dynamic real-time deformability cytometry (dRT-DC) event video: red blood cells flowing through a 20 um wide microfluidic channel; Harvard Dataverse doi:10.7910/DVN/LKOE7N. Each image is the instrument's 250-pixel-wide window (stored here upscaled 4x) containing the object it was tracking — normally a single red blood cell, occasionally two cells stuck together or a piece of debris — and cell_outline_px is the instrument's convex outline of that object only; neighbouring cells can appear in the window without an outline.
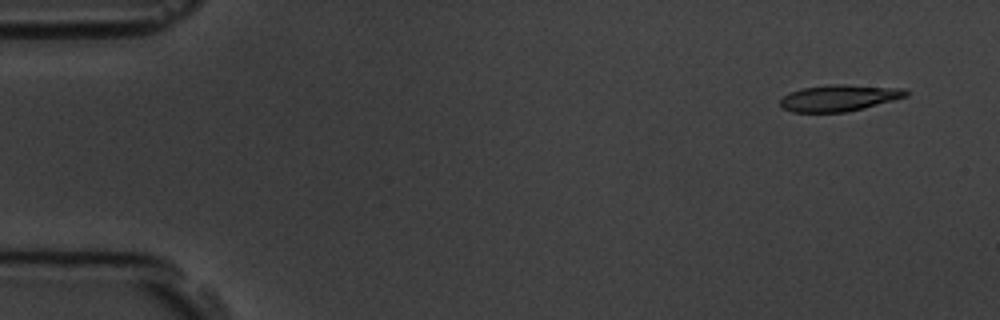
{"species": "common noctule bat (a hibernating species)", "species_latin": "Nyctalus noctula", "temperature_condition": "room temperature", "stored_images_in_passage": 5, "camera_frame_rate_fps": 3000, "um_per_image_px": 0.085, "animal": {"sex": "male", "body_mass_g": 19.5, "forearm_length_mm": 54.6}, "frame": {"image": 1, "passage_image": 1, "time_ms": 0.0, "image_size_px": [1000, 320], "cell_outline_px": [[908, 96], [864, 108], [844, 112], [792, 112], [780, 108], [780, 100], [788, 92], [800, 88], [828, 84], [844, 84], [904, 88], [908, 92]], "centroid_in_image_um": [71.29, 8.31], "position_along_channel_um": 13.7, "area_um2": 19.59}}
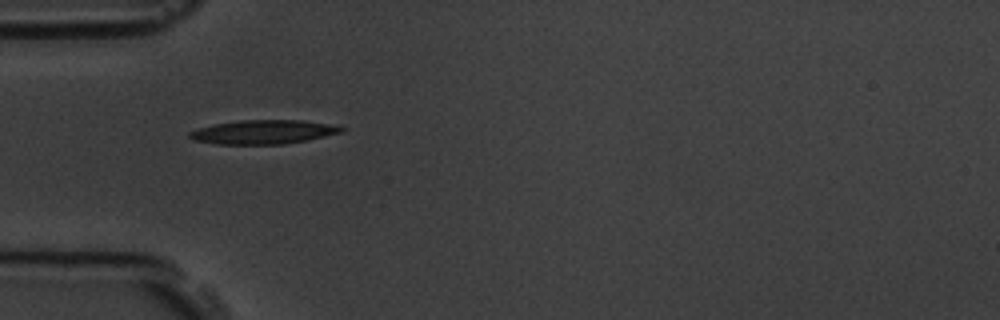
{"frame": {"image": 2, "passage_image": 4, "time_ms": 4.333, "image_size_px": [1000, 320], "cell_outline_px": [[344, 132], [308, 140], [284, 144], [216, 144], [192, 140], [188, 136], [188, 132], [212, 124], [240, 120], [304, 120], [332, 124], [344, 128]], "centroid_in_image_um": [22.39, 11.22], "position_along_channel_um": 62.6, "area_um2": 21.39}}
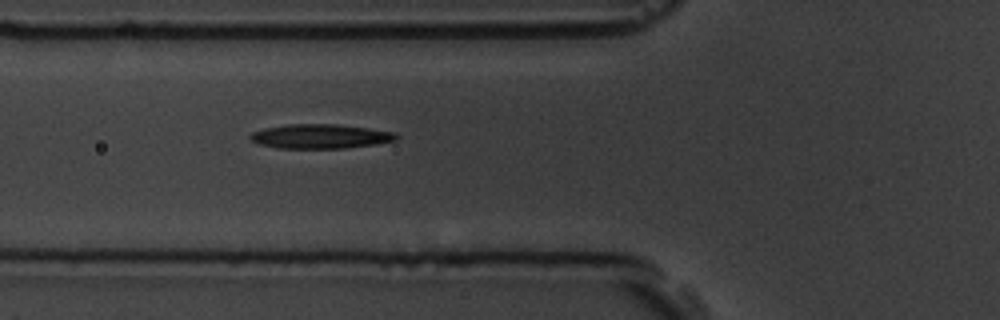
{"frame": {"image": 3, "passage_image": 5, "time_ms": 5.333, "image_size_px": [1000, 320], "cell_outline_px": [[400, 136], [396, 140], [376, 144], [344, 148], [280, 148], [260, 144], [252, 140], [248, 136], [252, 132], [264, 128], [288, 124], [336, 124], [368, 128], [396, 132]], "centroid_in_image_um": [27.26, 11.58], "position_along_channel_um": 98.5, "area_um2": 20.69}}